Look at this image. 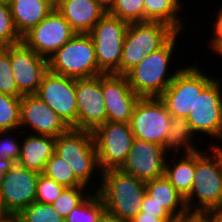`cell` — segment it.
Masks as SVG:
<instances>
[{
  "instance_id": "cell-1",
  "label": "cell",
  "mask_w": 222,
  "mask_h": 222,
  "mask_svg": "<svg viewBox=\"0 0 222 222\" xmlns=\"http://www.w3.org/2000/svg\"><path fill=\"white\" fill-rule=\"evenodd\" d=\"M209 142V151H195L193 186L185 198L190 215L222 207V147L217 141Z\"/></svg>"
},
{
  "instance_id": "cell-2",
  "label": "cell",
  "mask_w": 222,
  "mask_h": 222,
  "mask_svg": "<svg viewBox=\"0 0 222 222\" xmlns=\"http://www.w3.org/2000/svg\"><path fill=\"white\" fill-rule=\"evenodd\" d=\"M94 191L101 197L106 212L126 222L139 213L146 194L145 182L124 173L120 169H108L97 175Z\"/></svg>"
},
{
  "instance_id": "cell-3",
  "label": "cell",
  "mask_w": 222,
  "mask_h": 222,
  "mask_svg": "<svg viewBox=\"0 0 222 222\" xmlns=\"http://www.w3.org/2000/svg\"><path fill=\"white\" fill-rule=\"evenodd\" d=\"M180 34L177 32L163 47L150 53L126 74L130 87L138 96L159 97L183 67L170 70Z\"/></svg>"
},
{
  "instance_id": "cell-4",
  "label": "cell",
  "mask_w": 222,
  "mask_h": 222,
  "mask_svg": "<svg viewBox=\"0 0 222 222\" xmlns=\"http://www.w3.org/2000/svg\"><path fill=\"white\" fill-rule=\"evenodd\" d=\"M54 153L69 164L75 178L87 188L91 189L95 173L101 175L91 131L70 128L56 138Z\"/></svg>"
},
{
  "instance_id": "cell-5",
  "label": "cell",
  "mask_w": 222,
  "mask_h": 222,
  "mask_svg": "<svg viewBox=\"0 0 222 222\" xmlns=\"http://www.w3.org/2000/svg\"><path fill=\"white\" fill-rule=\"evenodd\" d=\"M48 70L75 79L104 74L96 60L94 43L89 33H76L48 58Z\"/></svg>"
},
{
  "instance_id": "cell-6",
  "label": "cell",
  "mask_w": 222,
  "mask_h": 222,
  "mask_svg": "<svg viewBox=\"0 0 222 222\" xmlns=\"http://www.w3.org/2000/svg\"><path fill=\"white\" fill-rule=\"evenodd\" d=\"M129 23L105 14L89 32L94 43L98 68L104 74H119L120 63Z\"/></svg>"
},
{
  "instance_id": "cell-7",
  "label": "cell",
  "mask_w": 222,
  "mask_h": 222,
  "mask_svg": "<svg viewBox=\"0 0 222 222\" xmlns=\"http://www.w3.org/2000/svg\"><path fill=\"white\" fill-rule=\"evenodd\" d=\"M198 65L183 66L159 96L171 115L187 118L197 95L215 78L205 74Z\"/></svg>"
},
{
  "instance_id": "cell-8",
  "label": "cell",
  "mask_w": 222,
  "mask_h": 222,
  "mask_svg": "<svg viewBox=\"0 0 222 222\" xmlns=\"http://www.w3.org/2000/svg\"><path fill=\"white\" fill-rule=\"evenodd\" d=\"M217 79V80H216ZM214 78L200 94L197 95L193 109L186 120L196 137L203 134L220 142L222 146V79Z\"/></svg>"
},
{
  "instance_id": "cell-9",
  "label": "cell",
  "mask_w": 222,
  "mask_h": 222,
  "mask_svg": "<svg viewBox=\"0 0 222 222\" xmlns=\"http://www.w3.org/2000/svg\"><path fill=\"white\" fill-rule=\"evenodd\" d=\"M92 133L100 170L119 169L135 139L130 124L106 121Z\"/></svg>"
},
{
  "instance_id": "cell-10",
  "label": "cell",
  "mask_w": 222,
  "mask_h": 222,
  "mask_svg": "<svg viewBox=\"0 0 222 222\" xmlns=\"http://www.w3.org/2000/svg\"><path fill=\"white\" fill-rule=\"evenodd\" d=\"M170 118L171 114L159 97H140L129 124L135 138L164 146Z\"/></svg>"
},
{
  "instance_id": "cell-11",
  "label": "cell",
  "mask_w": 222,
  "mask_h": 222,
  "mask_svg": "<svg viewBox=\"0 0 222 222\" xmlns=\"http://www.w3.org/2000/svg\"><path fill=\"white\" fill-rule=\"evenodd\" d=\"M70 127L77 129L76 79L47 71L35 94Z\"/></svg>"
},
{
  "instance_id": "cell-12",
  "label": "cell",
  "mask_w": 222,
  "mask_h": 222,
  "mask_svg": "<svg viewBox=\"0 0 222 222\" xmlns=\"http://www.w3.org/2000/svg\"><path fill=\"white\" fill-rule=\"evenodd\" d=\"M75 34L68 21L54 8L22 37V41L38 55L48 59Z\"/></svg>"
},
{
  "instance_id": "cell-13",
  "label": "cell",
  "mask_w": 222,
  "mask_h": 222,
  "mask_svg": "<svg viewBox=\"0 0 222 222\" xmlns=\"http://www.w3.org/2000/svg\"><path fill=\"white\" fill-rule=\"evenodd\" d=\"M39 173L18 163L5 173L0 185V199L5 213L18 215L36 198Z\"/></svg>"
},
{
  "instance_id": "cell-14",
  "label": "cell",
  "mask_w": 222,
  "mask_h": 222,
  "mask_svg": "<svg viewBox=\"0 0 222 222\" xmlns=\"http://www.w3.org/2000/svg\"><path fill=\"white\" fill-rule=\"evenodd\" d=\"M10 63L19 93L22 96L35 95L48 71V59L21 41L10 45Z\"/></svg>"
},
{
  "instance_id": "cell-15",
  "label": "cell",
  "mask_w": 222,
  "mask_h": 222,
  "mask_svg": "<svg viewBox=\"0 0 222 222\" xmlns=\"http://www.w3.org/2000/svg\"><path fill=\"white\" fill-rule=\"evenodd\" d=\"M77 129L93 132L106 122L102 75L76 79Z\"/></svg>"
},
{
  "instance_id": "cell-16",
  "label": "cell",
  "mask_w": 222,
  "mask_h": 222,
  "mask_svg": "<svg viewBox=\"0 0 222 222\" xmlns=\"http://www.w3.org/2000/svg\"><path fill=\"white\" fill-rule=\"evenodd\" d=\"M69 129L64 120L36 95L21 97L20 130L22 132L28 133L31 130L30 134L57 138Z\"/></svg>"
},
{
  "instance_id": "cell-17",
  "label": "cell",
  "mask_w": 222,
  "mask_h": 222,
  "mask_svg": "<svg viewBox=\"0 0 222 222\" xmlns=\"http://www.w3.org/2000/svg\"><path fill=\"white\" fill-rule=\"evenodd\" d=\"M167 155L163 146L135 138L126 161L119 169L144 182L161 178Z\"/></svg>"
},
{
  "instance_id": "cell-18",
  "label": "cell",
  "mask_w": 222,
  "mask_h": 222,
  "mask_svg": "<svg viewBox=\"0 0 222 222\" xmlns=\"http://www.w3.org/2000/svg\"><path fill=\"white\" fill-rule=\"evenodd\" d=\"M102 93L106 121L129 124L140 96L132 90L126 75L102 74Z\"/></svg>"
},
{
  "instance_id": "cell-19",
  "label": "cell",
  "mask_w": 222,
  "mask_h": 222,
  "mask_svg": "<svg viewBox=\"0 0 222 222\" xmlns=\"http://www.w3.org/2000/svg\"><path fill=\"white\" fill-rule=\"evenodd\" d=\"M176 33L173 27L160 21L129 23L124 44H138L143 48V54L148 56L163 47Z\"/></svg>"
},
{
  "instance_id": "cell-20",
  "label": "cell",
  "mask_w": 222,
  "mask_h": 222,
  "mask_svg": "<svg viewBox=\"0 0 222 222\" xmlns=\"http://www.w3.org/2000/svg\"><path fill=\"white\" fill-rule=\"evenodd\" d=\"M20 159L17 162L28 170L42 173L46 162L55 152L56 138L22 132Z\"/></svg>"
},
{
  "instance_id": "cell-21",
  "label": "cell",
  "mask_w": 222,
  "mask_h": 222,
  "mask_svg": "<svg viewBox=\"0 0 222 222\" xmlns=\"http://www.w3.org/2000/svg\"><path fill=\"white\" fill-rule=\"evenodd\" d=\"M56 10L76 33H89L105 15L95 0H63Z\"/></svg>"
},
{
  "instance_id": "cell-22",
  "label": "cell",
  "mask_w": 222,
  "mask_h": 222,
  "mask_svg": "<svg viewBox=\"0 0 222 222\" xmlns=\"http://www.w3.org/2000/svg\"><path fill=\"white\" fill-rule=\"evenodd\" d=\"M146 193L175 220L189 216L185 199L165 176L145 182Z\"/></svg>"
},
{
  "instance_id": "cell-23",
  "label": "cell",
  "mask_w": 222,
  "mask_h": 222,
  "mask_svg": "<svg viewBox=\"0 0 222 222\" xmlns=\"http://www.w3.org/2000/svg\"><path fill=\"white\" fill-rule=\"evenodd\" d=\"M9 6L16 30L21 37L54 9L46 0H11Z\"/></svg>"
},
{
  "instance_id": "cell-24",
  "label": "cell",
  "mask_w": 222,
  "mask_h": 222,
  "mask_svg": "<svg viewBox=\"0 0 222 222\" xmlns=\"http://www.w3.org/2000/svg\"><path fill=\"white\" fill-rule=\"evenodd\" d=\"M183 154V155H182ZM167 156L164 176L185 199L191 191L195 171V151ZM177 156V157H175ZM179 159V160H178ZM172 162V163H171Z\"/></svg>"
},
{
  "instance_id": "cell-25",
  "label": "cell",
  "mask_w": 222,
  "mask_h": 222,
  "mask_svg": "<svg viewBox=\"0 0 222 222\" xmlns=\"http://www.w3.org/2000/svg\"><path fill=\"white\" fill-rule=\"evenodd\" d=\"M182 0H144V22L160 21L169 24L177 32L185 30V22L181 18ZM181 20V21H180Z\"/></svg>"
},
{
  "instance_id": "cell-26",
  "label": "cell",
  "mask_w": 222,
  "mask_h": 222,
  "mask_svg": "<svg viewBox=\"0 0 222 222\" xmlns=\"http://www.w3.org/2000/svg\"><path fill=\"white\" fill-rule=\"evenodd\" d=\"M170 129L164 143V150L172 155V152L179 154V152L190 153L199 150L197 146L198 140L192 132L190 124L184 117L171 115ZM195 142V143H194ZM171 151V152H170Z\"/></svg>"
},
{
  "instance_id": "cell-27",
  "label": "cell",
  "mask_w": 222,
  "mask_h": 222,
  "mask_svg": "<svg viewBox=\"0 0 222 222\" xmlns=\"http://www.w3.org/2000/svg\"><path fill=\"white\" fill-rule=\"evenodd\" d=\"M106 212L104 203L96 191L92 193L66 217L65 222H99Z\"/></svg>"
},
{
  "instance_id": "cell-28",
  "label": "cell",
  "mask_w": 222,
  "mask_h": 222,
  "mask_svg": "<svg viewBox=\"0 0 222 222\" xmlns=\"http://www.w3.org/2000/svg\"><path fill=\"white\" fill-rule=\"evenodd\" d=\"M65 188L83 186L74 176L69 164L55 153L46 162L42 172Z\"/></svg>"
},
{
  "instance_id": "cell-29",
  "label": "cell",
  "mask_w": 222,
  "mask_h": 222,
  "mask_svg": "<svg viewBox=\"0 0 222 222\" xmlns=\"http://www.w3.org/2000/svg\"><path fill=\"white\" fill-rule=\"evenodd\" d=\"M92 191L94 190L89 189L86 186L65 188L51 205L65 220L73 209L79 206L92 193Z\"/></svg>"
},
{
  "instance_id": "cell-30",
  "label": "cell",
  "mask_w": 222,
  "mask_h": 222,
  "mask_svg": "<svg viewBox=\"0 0 222 222\" xmlns=\"http://www.w3.org/2000/svg\"><path fill=\"white\" fill-rule=\"evenodd\" d=\"M21 97L0 93V131L20 129Z\"/></svg>"
},
{
  "instance_id": "cell-31",
  "label": "cell",
  "mask_w": 222,
  "mask_h": 222,
  "mask_svg": "<svg viewBox=\"0 0 222 222\" xmlns=\"http://www.w3.org/2000/svg\"><path fill=\"white\" fill-rule=\"evenodd\" d=\"M18 222H65L50 204L34 201L18 215Z\"/></svg>"
},
{
  "instance_id": "cell-32",
  "label": "cell",
  "mask_w": 222,
  "mask_h": 222,
  "mask_svg": "<svg viewBox=\"0 0 222 222\" xmlns=\"http://www.w3.org/2000/svg\"><path fill=\"white\" fill-rule=\"evenodd\" d=\"M0 93L22 97L11 68L10 46L0 47Z\"/></svg>"
},
{
  "instance_id": "cell-33",
  "label": "cell",
  "mask_w": 222,
  "mask_h": 222,
  "mask_svg": "<svg viewBox=\"0 0 222 222\" xmlns=\"http://www.w3.org/2000/svg\"><path fill=\"white\" fill-rule=\"evenodd\" d=\"M110 15L128 23L144 22V0H116Z\"/></svg>"
},
{
  "instance_id": "cell-34",
  "label": "cell",
  "mask_w": 222,
  "mask_h": 222,
  "mask_svg": "<svg viewBox=\"0 0 222 222\" xmlns=\"http://www.w3.org/2000/svg\"><path fill=\"white\" fill-rule=\"evenodd\" d=\"M22 41L16 30L9 4L0 2V47L10 46Z\"/></svg>"
},
{
  "instance_id": "cell-35",
  "label": "cell",
  "mask_w": 222,
  "mask_h": 222,
  "mask_svg": "<svg viewBox=\"0 0 222 222\" xmlns=\"http://www.w3.org/2000/svg\"><path fill=\"white\" fill-rule=\"evenodd\" d=\"M19 133H22L20 129L0 131V160L8 159L16 163L19 161L21 148V140L19 139L22 136Z\"/></svg>"
},
{
  "instance_id": "cell-36",
  "label": "cell",
  "mask_w": 222,
  "mask_h": 222,
  "mask_svg": "<svg viewBox=\"0 0 222 222\" xmlns=\"http://www.w3.org/2000/svg\"><path fill=\"white\" fill-rule=\"evenodd\" d=\"M64 189V186L40 173L37 181L35 201L51 205L60 196Z\"/></svg>"
},
{
  "instance_id": "cell-37",
  "label": "cell",
  "mask_w": 222,
  "mask_h": 222,
  "mask_svg": "<svg viewBox=\"0 0 222 222\" xmlns=\"http://www.w3.org/2000/svg\"><path fill=\"white\" fill-rule=\"evenodd\" d=\"M144 50L138 44H124L121 63H120V75H126L132 68L138 65L145 56Z\"/></svg>"
},
{
  "instance_id": "cell-38",
  "label": "cell",
  "mask_w": 222,
  "mask_h": 222,
  "mask_svg": "<svg viewBox=\"0 0 222 222\" xmlns=\"http://www.w3.org/2000/svg\"><path fill=\"white\" fill-rule=\"evenodd\" d=\"M215 19V21L211 20V22H214L213 29H211L213 32L210 33V35L213 34V38L210 37L207 48L210 46L209 48L214 54L220 55L222 53V6L217 10Z\"/></svg>"
},
{
  "instance_id": "cell-39",
  "label": "cell",
  "mask_w": 222,
  "mask_h": 222,
  "mask_svg": "<svg viewBox=\"0 0 222 222\" xmlns=\"http://www.w3.org/2000/svg\"><path fill=\"white\" fill-rule=\"evenodd\" d=\"M140 212H145V214H151L161 219H174L166 210L153 201L147 193L143 198Z\"/></svg>"
},
{
  "instance_id": "cell-40",
  "label": "cell",
  "mask_w": 222,
  "mask_h": 222,
  "mask_svg": "<svg viewBox=\"0 0 222 222\" xmlns=\"http://www.w3.org/2000/svg\"><path fill=\"white\" fill-rule=\"evenodd\" d=\"M175 219H161L155 217L151 214H145V212H140L132 221L130 222H173Z\"/></svg>"
},
{
  "instance_id": "cell-41",
  "label": "cell",
  "mask_w": 222,
  "mask_h": 222,
  "mask_svg": "<svg viewBox=\"0 0 222 222\" xmlns=\"http://www.w3.org/2000/svg\"><path fill=\"white\" fill-rule=\"evenodd\" d=\"M206 222H222V209H212L201 214Z\"/></svg>"
},
{
  "instance_id": "cell-42",
  "label": "cell",
  "mask_w": 222,
  "mask_h": 222,
  "mask_svg": "<svg viewBox=\"0 0 222 222\" xmlns=\"http://www.w3.org/2000/svg\"><path fill=\"white\" fill-rule=\"evenodd\" d=\"M105 14H110L115 6L116 0H95Z\"/></svg>"
},
{
  "instance_id": "cell-43",
  "label": "cell",
  "mask_w": 222,
  "mask_h": 222,
  "mask_svg": "<svg viewBox=\"0 0 222 222\" xmlns=\"http://www.w3.org/2000/svg\"><path fill=\"white\" fill-rule=\"evenodd\" d=\"M15 163L16 162H14L13 160H8V159L0 160V185L5 173L9 171L15 165Z\"/></svg>"
},
{
  "instance_id": "cell-44",
  "label": "cell",
  "mask_w": 222,
  "mask_h": 222,
  "mask_svg": "<svg viewBox=\"0 0 222 222\" xmlns=\"http://www.w3.org/2000/svg\"><path fill=\"white\" fill-rule=\"evenodd\" d=\"M99 222H126L121 220L119 217L113 216L108 212H105L103 216L100 218Z\"/></svg>"
},
{
  "instance_id": "cell-45",
  "label": "cell",
  "mask_w": 222,
  "mask_h": 222,
  "mask_svg": "<svg viewBox=\"0 0 222 222\" xmlns=\"http://www.w3.org/2000/svg\"><path fill=\"white\" fill-rule=\"evenodd\" d=\"M0 222H18V216L12 213H4L0 215Z\"/></svg>"
},
{
  "instance_id": "cell-46",
  "label": "cell",
  "mask_w": 222,
  "mask_h": 222,
  "mask_svg": "<svg viewBox=\"0 0 222 222\" xmlns=\"http://www.w3.org/2000/svg\"><path fill=\"white\" fill-rule=\"evenodd\" d=\"M180 222H206V220L201 215H189L181 218Z\"/></svg>"
},
{
  "instance_id": "cell-47",
  "label": "cell",
  "mask_w": 222,
  "mask_h": 222,
  "mask_svg": "<svg viewBox=\"0 0 222 222\" xmlns=\"http://www.w3.org/2000/svg\"><path fill=\"white\" fill-rule=\"evenodd\" d=\"M52 7L56 8L63 0H46Z\"/></svg>"
},
{
  "instance_id": "cell-48",
  "label": "cell",
  "mask_w": 222,
  "mask_h": 222,
  "mask_svg": "<svg viewBox=\"0 0 222 222\" xmlns=\"http://www.w3.org/2000/svg\"><path fill=\"white\" fill-rule=\"evenodd\" d=\"M4 213H5V211H4V208L2 206L1 199H0V215H2Z\"/></svg>"
},
{
  "instance_id": "cell-49",
  "label": "cell",
  "mask_w": 222,
  "mask_h": 222,
  "mask_svg": "<svg viewBox=\"0 0 222 222\" xmlns=\"http://www.w3.org/2000/svg\"><path fill=\"white\" fill-rule=\"evenodd\" d=\"M11 0H0V2L2 3H6V4H9Z\"/></svg>"
},
{
  "instance_id": "cell-50",
  "label": "cell",
  "mask_w": 222,
  "mask_h": 222,
  "mask_svg": "<svg viewBox=\"0 0 222 222\" xmlns=\"http://www.w3.org/2000/svg\"><path fill=\"white\" fill-rule=\"evenodd\" d=\"M173 222H180V219L174 220Z\"/></svg>"
}]
</instances>
